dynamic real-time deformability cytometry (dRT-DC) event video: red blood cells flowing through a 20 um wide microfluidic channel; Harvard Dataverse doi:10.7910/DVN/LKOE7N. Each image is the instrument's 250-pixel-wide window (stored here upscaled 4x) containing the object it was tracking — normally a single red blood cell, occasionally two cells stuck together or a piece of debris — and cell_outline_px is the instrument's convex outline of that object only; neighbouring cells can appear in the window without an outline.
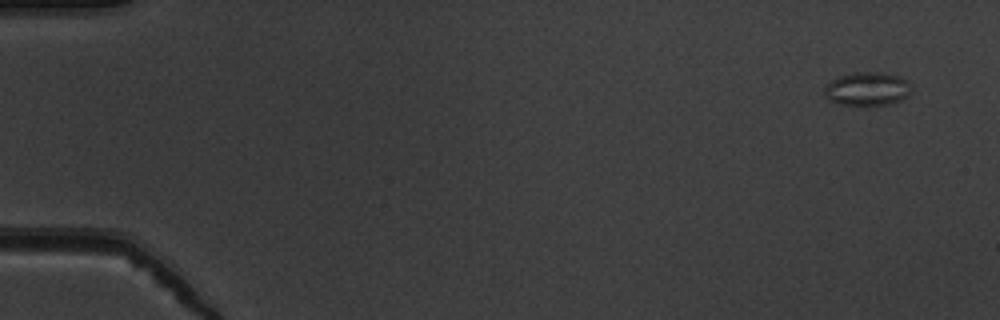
{"species": "common noctule bat (a hibernating species)", "species_latin": "Nyctalus noctula", "temperature_condition": "warm", "stored_images_in_passage": 51, "camera_frame_rate_fps": 3000, "um_per_image_px": 0.085, "animal": {"sex": "male", "body_mass_g": 19.5, "forearm_length_mm": 54.6}, "frame": {"image": 1, "passage_image": 1, "time_ms": 0.0, "image_size_px": [1000, 320], "cell_outline_px": [[912, 92], [908, 96], [900, 100], [888, 104], [868, 108], [864, 108], [836, 104], [824, 96], [824, 88], [832, 80], [840, 76], [852, 72], [880, 72], [896, 76], [904, 80], [912, 88]], "centroid_in_image_um": [73.68, 7.61], "position_along_channel_um": 11.3, "area_um2": 17.51}}
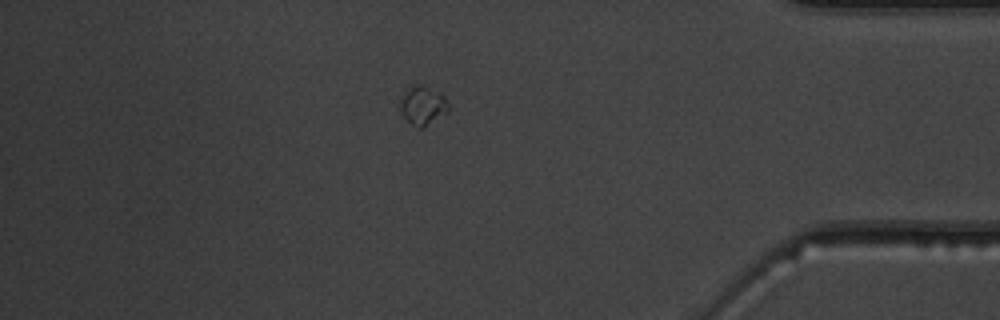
{"frame": {"image": 2, "passage_image": 44, "time_ms": 14.333, "image_size_px": [1000, 320], "cell_outline_px": [[448, 112], [424, 128], [416, 128], [400, 112], [400, 96], [412, 88], [420, 84], [440, 92], [444, 96], [448, 104]], "centroid_in_image_um": [35.95, 9.0], "position_along_channel_um": 399.3, "area_um2": 10.81}}
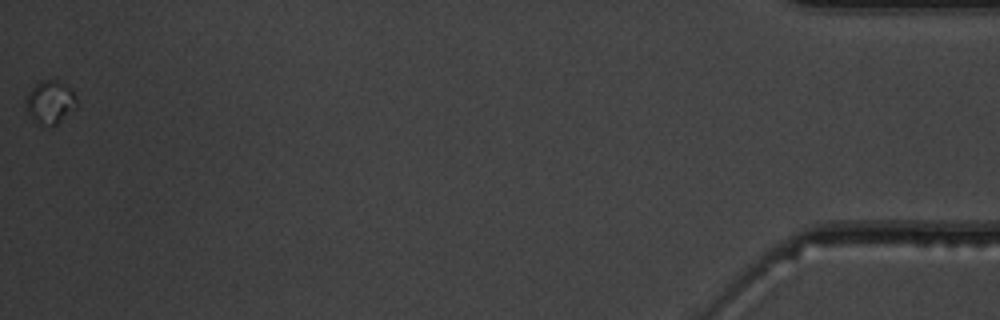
{"frame": {"image": 3, "passage_image": 51, "time_ms": 16.667, "image_size_px": [1000, 320], "cell_outline_px": [[76, 108], [56, 124], [52, 124], [32, 120], [24, 104], [28, 92], [40, 80], [60, 80], [72, 88], [76, 96]], "centroid_in_image_um": [4.28, 8.62], "position_along_channel_um": 430.9, "area_um2": 12.66}}